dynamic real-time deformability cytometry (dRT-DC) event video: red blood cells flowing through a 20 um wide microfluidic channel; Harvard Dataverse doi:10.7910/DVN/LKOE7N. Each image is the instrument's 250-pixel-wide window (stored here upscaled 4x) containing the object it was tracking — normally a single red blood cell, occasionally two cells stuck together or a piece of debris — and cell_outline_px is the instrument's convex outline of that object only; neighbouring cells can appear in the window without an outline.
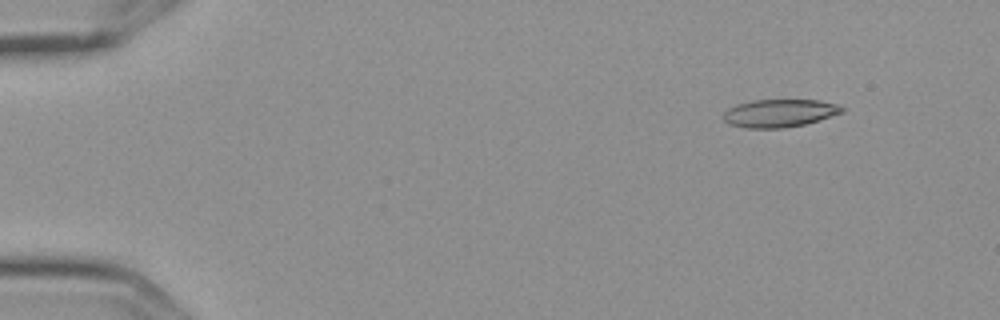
{"species": "Egyptian fruit bat (a non-hibernating species)", "species_latin": "Rousettus aegyptiacus", "temperature_condition": "cold", "stored_images_in_passage": 5, "camera_frame_rate_fps": 3000, "um_per_image_px": 0.085, "frame": {"image": 1, "passage_image": 2, "time_ms": 0.333, "image_size_px": [1000, 320], "cell_outline_px": [[844, 112], [804, 124], [784, 128], [744, 128], [728, 124], [724, 120], [724, 112], [728, 108], [736, 104], [752, 100], [820, 100], [836, 104], [844, 108]], "centroid_in_image_um": [66.22, 9.62], "position_along_channel_um": 18.8, "area_um2": 19.25}}
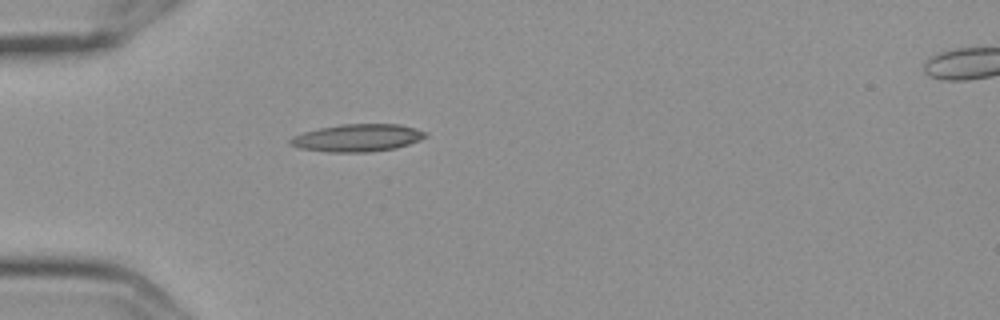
{"frame": {"image": 2, "passage_image": 5, "time_ms": 1.333, "image_size_px": [1000, 320], "cell_outline_px": [[428, 136], [420, 140], [396, 148], [368, 152], [332, 152], [300, 148], [288, 144], [288, 140], [292, 136], [304, 132], [320, 128], [340, 124], [400, 124], [416, 128], [428, 132]], "centroid_in_image_um": [30.41, 11.71], "position_along_channel_um": 54.6, "area_um2": 21.73}}